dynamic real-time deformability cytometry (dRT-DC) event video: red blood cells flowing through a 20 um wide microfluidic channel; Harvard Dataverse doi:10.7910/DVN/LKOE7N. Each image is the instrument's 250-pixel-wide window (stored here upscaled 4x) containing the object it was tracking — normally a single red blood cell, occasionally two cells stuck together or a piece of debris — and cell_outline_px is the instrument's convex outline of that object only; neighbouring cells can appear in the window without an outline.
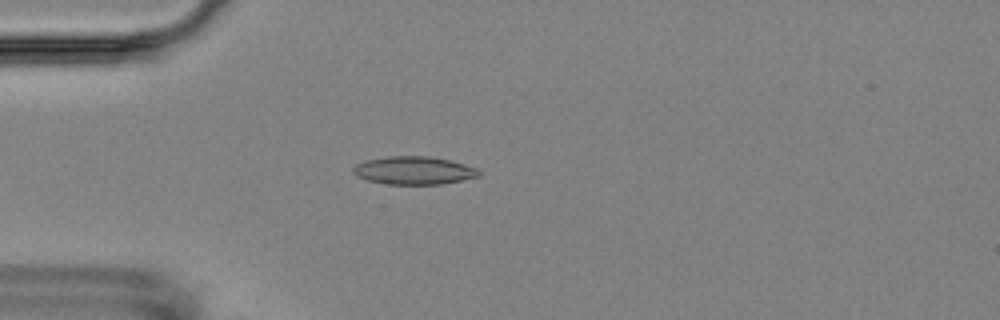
{"species": "Egyptian fruit bat (a non-hibernating species)", "species_latin": "Rousettus aegyptiacus", "temperature_condition": "room temperature", "stored_images_in_passage": 5, "camera_frame_rate_fps": 3000, "um_per_image_px": 0.085, "animal": {"sex": "female"}, "frame": {"image": 1, "passage_image": 5, "time_ms": 4.667, "image_size_px": [1000, 320], "cell_outline_px": [[480, 176], [440, 184], [388, 184], [368, 180], [356, 176], [352, 172], [352, 168], [356, 164], [368, 160], [388, 156], [428, 156], [448, 160], [464, 164], [476, 168], [480, 172]], "centroid_in_image_um": [35.15, 14.49], "position_along_channel_um": 49.8, "area_um2": 20.29}}